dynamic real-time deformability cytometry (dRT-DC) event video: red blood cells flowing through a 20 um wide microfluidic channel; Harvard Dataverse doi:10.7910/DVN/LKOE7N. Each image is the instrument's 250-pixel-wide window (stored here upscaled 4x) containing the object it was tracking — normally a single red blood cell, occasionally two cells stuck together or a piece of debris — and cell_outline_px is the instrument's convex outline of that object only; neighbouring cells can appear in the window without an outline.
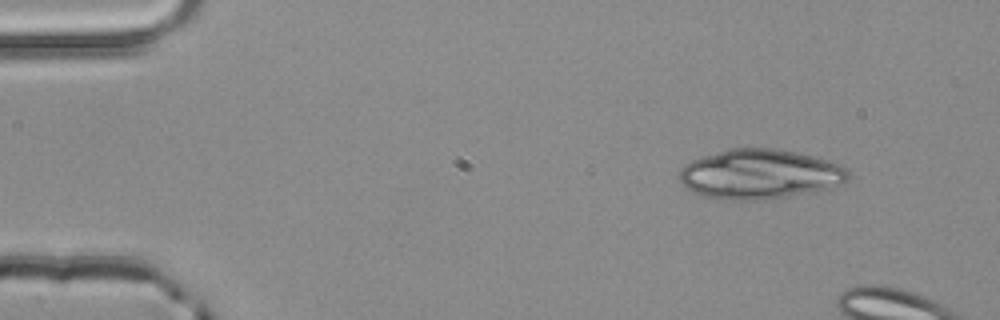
{"species": "common noctule bat (a hibernating species)", "species_latin": "Nyctalus noctula", "temperature_condition": "room temperature", "stored_images_in_passage": 3, "camera_frame_rate_fps": 3000, "um_per_image_px": 0.085, "animal": {"sex": "male", "body_mass_g": 20.4}, "frame": {"image": 1, "passage_image": 1, "time_ms": 0.0, "image_size_px": [1000, 320], "cell_outline_px": [[848, 180], [844, 184], [828, 188], [788, 196], [764, 200], [732, 200], [704, 196], [692, 192], [684, 188], [676, 176], [680, 168], [684, 164], [692, 160], [728, 148], [772, 148], [796, 152], [812, 156], [848, 168]], "centroid_in_image_um": [64.51, 14.81], "position_along_channel_um": 20.5, "area_um2": 49.01}}